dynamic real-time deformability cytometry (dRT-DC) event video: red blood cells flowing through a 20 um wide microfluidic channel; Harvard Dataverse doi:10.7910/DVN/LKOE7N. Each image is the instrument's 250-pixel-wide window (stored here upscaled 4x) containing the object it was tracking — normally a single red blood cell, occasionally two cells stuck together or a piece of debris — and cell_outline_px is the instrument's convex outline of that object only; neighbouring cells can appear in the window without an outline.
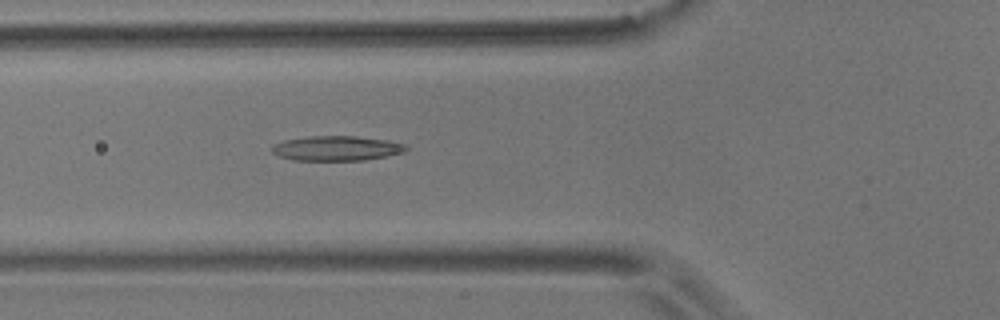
{"species": "common noctule bat (a hibernating species)", "species_latin": "Nyctalus noctula", "temperature_condition": "room temperature", "stored_images_in_passage": 6, "camera_frame_rate_fps": 3000, "um_per_image_px": 0.085, "animal": {"sex": "male", "body_mass_g": 17.9}, "frame": {"image": 1, "passage_image": 6, "time_ms": 5.667, "image_size_px": [1000, 320], "cell_outline_px": [[408, 148], [404, 152], [388, 156], [364, 160], [292, 160], [280, 156], [272, 152], [272, 144], [284, 140], [308, 136], [356, 136], [388, 140], [404, 144]], "centroid_in_image_um": [28.61, 12.6], "position_along_channel_um": 97.2, "area_um2": 19.42}}